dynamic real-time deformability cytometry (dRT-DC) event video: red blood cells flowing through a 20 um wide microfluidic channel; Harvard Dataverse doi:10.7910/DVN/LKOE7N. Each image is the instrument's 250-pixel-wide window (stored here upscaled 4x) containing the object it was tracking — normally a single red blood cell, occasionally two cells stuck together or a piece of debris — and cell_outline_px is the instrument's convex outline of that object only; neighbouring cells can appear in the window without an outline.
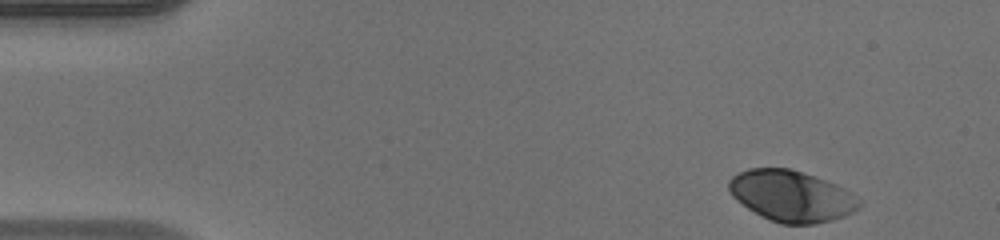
{"species": "human", "species_latin": "Homo sapiens", "temperature_condition": "warm", "stored_images_in_passage": 46, "camera_frame_rate_fps": 3000, "um_per_image_px": 0.085, "donor": {"sex": "male"}, "frame": {"image": 1, "passage_image": 1, "time_ms": 0.0, "image_size_px": [1000, 240], "cell_outline_px": [[860, 208], [844, 216], [832, 220], [816, 224], [780, 224], [768, 220], [760, 216], [736, 200], [732, 196], [728, 188], [728, 180], [732, 176], [748, 168], [792, 168], [816, 176], [836, 184], [844, 188], [860, 200]], "centroid_in_image_um": [67.26, 16.66], "position_along_channel_um": 17.7, "area_um2": 39.07}}
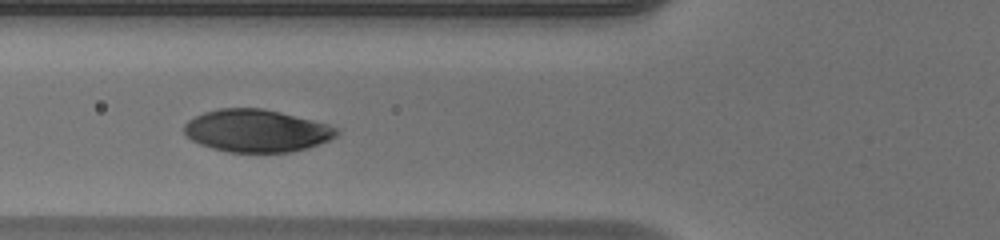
{"frame": {"image": 2, "passage_image": 15, "time_ms": 4.667, "image_size_px": [1000, 240], "cell_outline_px": [[340, 132], [336, 136], [328, 140], [308, 148], [292, 152], [228, 152], [212, 148], [200, 144], [192, 140], [184, 132], [184, 124], [188, 120], [204, 112], [220, 108], [264, 108], [328, 124], [340, 128]], "centroid_in_image_um": [21.82, 11.11], "position_along_channel_um": 104.0, "area_um2": 37.8}}
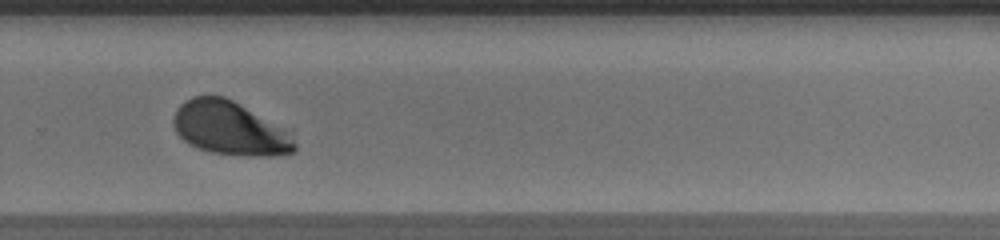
{"frame": {"image": 3, "passage_image": 30, "time_ms": 9.667, "image_size_px": [1000, 240], "cell_outline_px": [[296, 148], [292, 152], [272, 156], [236, 156], [212, 152], [200, 148], [184, 140], [176, 132], [172, 124], [172, 120], [176, 108], [184, 100], [192, 96], [224, 96], [292, 128], [296, 144]], "centroid_in_image_um": [19.63, 10.89], "position_along_channel_um": 310.2, "area_um2": 38.96}, "authors_computed_cell_mechanics": {"area_um2": 38.4659, "velocity_mm_per_s": 4.1325, "shape_relaxation_time_tau1_ms": 2.0763, "shape_relaxation_time_tau2_ms": null, "deformation_change_tau1": 0.1669, "deformation_change_tau2": null}}